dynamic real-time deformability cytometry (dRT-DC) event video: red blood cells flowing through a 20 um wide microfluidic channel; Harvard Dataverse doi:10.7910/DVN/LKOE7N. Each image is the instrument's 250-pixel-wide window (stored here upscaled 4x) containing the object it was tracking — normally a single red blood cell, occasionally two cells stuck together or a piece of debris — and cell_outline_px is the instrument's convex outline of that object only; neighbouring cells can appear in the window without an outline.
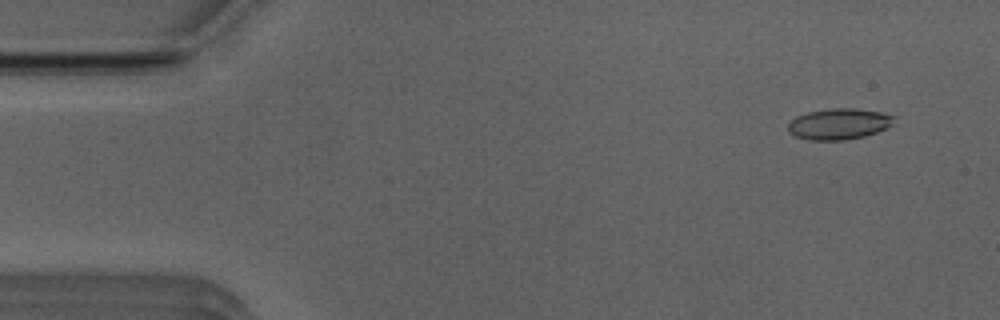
{"species": "Egyptian fruit bat (a non-hibernating species)", "species_latin": "Rousettus aegyptiacus", "temperature_condition": "room temperature", "stored_images_in_passage": 51, "camera_frame_rate_fps": 3000, "um_per_image_px": 0.085, "animal": {"sex": "male"}, "frame": {"image": 1, "passage_image": 4, "time_ms": 1.0, "image_size_px": [1000, 320], "cell_outline_px": [[896, 116], [892, 124], [888, 128], [864, 136], [844, 140], [808, 140], [796, 136], [788, 132], [788, 124], [796, 116], [808, 112], [832, 108], [856, 108], [880, 112]], "centroid_in_image_um": [71.32, 10.53], "position_along_channel_um": 13.7, "area_um2": 19.19}}
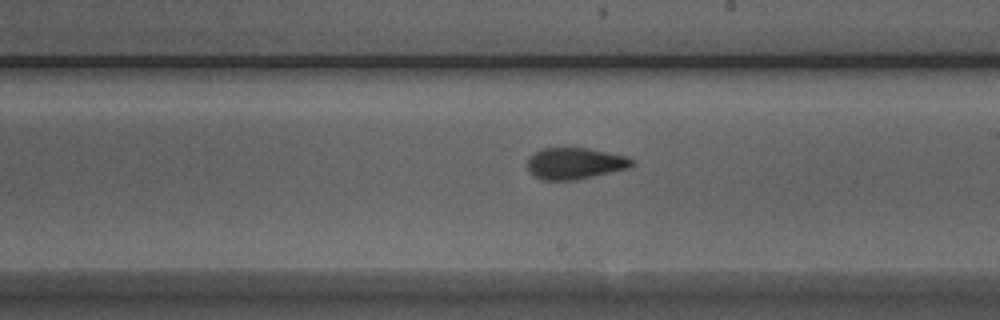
{"frame": {"image": 2, "passage_image": 29, "time_ms": 9.333, "image_size_px": [1000, 320], "cell_outline_px": [[632, 164], [628, 168], [576, 180], [540, 180], [532, 176], [528, 172], [528, 160], [540, 148], [588, 148], [624, 156], [632, 160]], "centroid_in_image_um": [48.8, 13.9], "position_along_channel_um": 240.2, "area_um2": 18.96}}
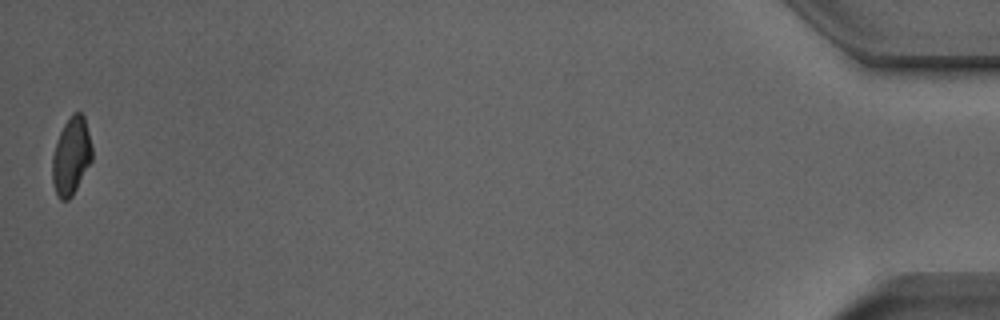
{"frame": {"image": 3, "passage_image": 51, "time_ms": 16.667, "image_size_px": [1000, 320], "cell_outline_px": [[92, 160], [72, 196], [68, 200], [60, 200], [56, 192], [52, 180], [52, 156], [60, 132], [64, 124], [72, 112], [80, 112], [84, 116], [92, 148]], "centroid_in_image_um": [6.05, 13.26], "position_along_channel_um": 429.1, "area_um2": 17.8}, "authors_computed_cell_mechanics": {"area_um2": 19.0162, "velocity_mm_per_s": 3.9793, "shape_relaxation_time_tau1_ms": 6.8674, "shape_relaxation_time_tau2_ms": 1.7655, "deformation_change_tau1": 0.1491, "deformation_change_tau2": 0.0716}}